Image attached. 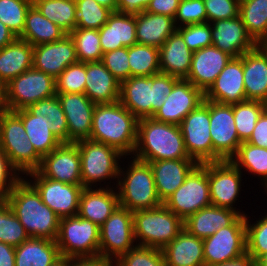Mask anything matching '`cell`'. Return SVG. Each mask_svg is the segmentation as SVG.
<instances>
[{
  "label": "cell",
  "mask_w": 267,
  "mask_h": 266,
  "mask_svg": "<svg viewBox=\"0 0 267 266\" xmlns=\"http://www.w3.org/2000/svg\"><path fill=\"white\" fill-rule=\"evenodd\" d=\"M24 179L22 176L5 201L30 237L55 241L60 217L42 202L36 189Z\"/></svg>",
  "instance_id": "6da1fadb"
},
{
  "label": "cell",
  "mask_w": 267,
  "mask_h": 266,
  "mask_svg": "<svg viewBox=\"0 0 267 266\" xmlns=\"http://www.w3.org/2000/svg\"><path fill=\"white\" fill-rule=\"evenodd\" d=\"M138 119L119 101L96 104L91 140L117 149L125 157L133 155L137 144Z\"/></svg>",
  "instance_id": "7a4b0ae2"
},
{
  "label": "cell",
  "mask_w": 267,
  "mask_h": 266,
  "mask_svg": "<svg viewBox=\"0 0 267 266\" xmlns=\"http://www.w3.org/2000/svg\"><path fill=\"white\" fill-rule=\"evenodd\" d=\"M133 157L145 162L192 159L189 157L179 125L151 118L138 120L137 144Z\"/></svg>",
  "instance_id": "3957f363"
},
{
  "label": "cell",
  "mask_w": 267,
  "mask_h": 266,
  "mask_svg": "<svg viewBox=\"0 0 267 266\" xmlns=\"http://www.w3.org/2000/svg\"><path fill=\"white\" fill-rule=\"evenodd\" d=\"M179 78L157 73L134 76L121 82L119 102L138 120L151 118L162 107Z\"/></svg>",
  "instance_id": "277c9868"
},
{
  "label": "cell",
  "mask_w": 267,
  "mask_h": 266,
  "mask_svg": "<svg viewBox=\"0 0 267 266\" xmlns=\"http://www.w3.org/2000/svg\"><path fill=\"white\" fill-rule=\"evenodd\" d=\"M132 158L126 171H123L121 166L119 168L116 188L118 187L120 206L131 212L155 209L161 206L163 203L158 197L149 162Z\"/></svg>",
  "instance_id": "5b68a950"
},
{
  "label": "cell",
  "mask_w": 267,
  "mask_h": 266,
  "mask_svg": "<svg viewBox=\"0 0 267 266\" xmlns=\"http://www.w3.org/2000/svg\"><path fill=\"white\" fill-rule=\"evenodd\" d=\"M0 149L20 174L40 167L42 156L27 138L24 124L14 111L0 110Z\"/></svg>",
  "instance_id": "8992f818"
},
{
  "label": "cell",
  "mask_w": 267,
  "mask_h": 266,
  "mask_svg": "<svg viewBox=\"0 0 267 266\" xmlns=\"http://www.w3.org/2000/svg\"><path fill=\"white\" fill-rule=\"evenodd\" d=\"M133 227L136 245L163 249L184 229V221L162 204L134 211Z\"/></svg>",
  "instance_id": "52a82bcc"
},
{
  "label": "cell",
  "mask_w": 267,
  "mask_h": 266,
  "mask_svg": "<svg viewBox=\"0 0 267 266\" xmlns=\"http://www.w3.org/2000/svg\"><path fill=\"white\" fill-rule=\"evenodd\" d=\"M80 153L81 182L84 188H93L97 182L118 179L120 158L117 149L91 139L75 142ZM96 185H93L95 184Z\"/></svg>",
  "instance_id": "ba28073f"
},
{
  "label": "cell",
  "mask_w": 267,
  "mask_h": 266,
  "mask_svg": "<svg viewBox=\"0 0 267 266\" xmlns=\"http://www.w3.org/2000/svg\"><path fill=\"white\" fill-rule=\"evenodd\" d=\"M55 241L63 258L99 256V226L78 215L60 218Z\"/></svg>",
  "instance_id": "9c48e42d"
},
{
  "label": "cell",
  "mask_w": 267,
  "mask_h": 266,
  "mask_svg": "<svg viewBox=\"0 0 267 266\" xmlns=\"http://www.w3.org/2000/svg\"><path fill=\"white\" fill-rule=\"evenodd\" d=\"M163 204L183 221L211 204L208 181V162L198 164L184 183Z\"/></svg>",
  "instance_id": "30bf717a"
},
{
  "label": "cell",
  "mask_w": 267,
  "mask_h": 266,
  "mask_svg": "<svg viewBox=\"0 0 267 266\" xmlns=\"http://www.w3.org/2000/svg\"><path fill=\"white\" fill-rule=\"evenodd\" d=\"M55 95V78L32 67L6 85L4 109L16 111L27 108L30 104Z\"/></svg>",
  "instance_id": "8fae6325"
},
{
  "label": "cell",
  "mask_w": 267,
  "mask_h": 266,
  "mask_svg": "<svg viewBox=\"0 0 267 266\" xmlns=\"http://www.w3.org/2000/svg\"><path fill=\"white\" fill-rule=\"evenodd\" d=\"M184 145L190 158L198 164L214 162L210 134V100H204L179 124Z\"/></svg>",
  "instance_id": "7c38bea8"
},
{
  "label": "cell",
  "mask_w": 267,
  "mask_h": 266,
  "mask_svg": "<svg viewBox=\"0 0 267 266\" xmlns=\"http://www.w3.org/2000/svg\"><path fill=\"white\" fill-rule=\"evenodd\" d=\"M99 234V256L116 261L136 246L134 245L133 212L119 205L99 226Z\"/></svg>",
  "instance_id": "4fadbf2b"
},
{
  "label": "cell",
  "mask_w": 267,
  "mask_h": 266,
  "mask_svg": "<svg viewBox=\"0 0 267 266\" xmlns=\"http://www.w3.org/2000/svg\"><path fill=\"white\" fill-rule=\"evenodd\" d=\"M246 217L241 215L231 226L222 227L203 239L205 266L236 259L246 252Z\"/></svg>",
  "instance_id": "5bb4252c"
},
{
  "label": "cell",
  "mask_w": 267,
  "mask_h": 266,
  "mask_svg": "<svg viewBox=\"0 0 267 266\" xmlns=\"http://www.w3.org/2000/svg\"><path fill=\"white\" fill-rule=\"evenodd\" d=\"M33 178L28 182L36 189L42 202L52 209L60 218L76 216L82 185H72L43 177L37 170L26 174ZM33 182V183H32Z\"/></svg>",
  "instance_id": "9a60e30c"
},
{
  "label": "cell",
  "mask_w": 267,
  "mask_h": 266,
  "mask_svg": "<svg viewBox=\"0 0 267 266\" xmlns=\"http://www.w3.org/2000/svg\"><path fill=\"white\" fill-rule=\"evenodd\" d=\"M210 134L214 162L230 160L242 144L235 126L233 105L210 101Z\"/></svg>",
  "instance_id": "2e32d148"
},
{
  "label": "cell",
  "mask_w": 267,
  "mask_h": 266,
  "mask_svg": "<svg viewBox=\"0 0 267 266\" xmlns=\"http://www.w3.org/2000/svg\"><path fill=\"white\" fill-rule=\"evenodd\" d=\"M242 172L230 161L208 162L210 201L213 206L228 208L246 216L233 207L241 189Z\"/></svg>",
  "instance_id": "e0dca14e"
},
{
  "label": "cell",
  "mask_w": 267,
  "mask_h": 266,
  "mask_svg": "<svg viewBox=\"0 0 267 266\" xmlns=\"http://www.w3.org/2000/svg\"><path fill=\"white\" fill-rule=\"evenodd\" d=\"M37 171L46 178L72 185H82L80 153L76 143H61L42 157Z\"/></svg>",
  "instance_id": "ac0fdd59"
},
{
  "label": "cell",
  "mask_w": 267,
  "mask_h": 266,
  "mask_svg": "<svg viewBox=\"0 0 267 266\" xmlns=\"http://www.w3.org/2000/svg\"><path fill=\"white\" fill-rule=\"evenodd\" d=\"M205 100L202 90L186 79H179L161 108L152 118L159 122L179 125L182 120Z\"/></svg>",
  "instance_id": "d6986e66"
},
{
  "label": "cell",
  "mask_w": 267,
  "mask_h": 266,
  "mask_svg": "<svg viewBox=\"0 0 267 266\" xmlns=\"http://www.w3.org/2000/svg\"><path fill=\"white\" fill-rule=\"evenodd\" d=\"M66 116L69 143L90 139L96 104L83 93H56Z\"/></svg>",
  "instance_id": "ffe728a7"
},
{
  "label": "cell",
  "mask_w": 267,
  "mask_h": 266,
  "mask_svg": "<svg viewBox=\"0 0 267 266\" xmlns=\"http://www.w3.org/2000/svg\"><path fill=\"white\" fill-rule=\"evenodd\" d=\"M77 62L74 41L69 34L55 42L33 46L32 67L55 79Z\"/></svg>",
  "instance_id": "44dd1931"
},
{
  "label": "cell",
  "mask_w": 267,
  "mask_h": 266,
  "mask_svg": "<svg viewBox=\"0 0 267 266\" xmlns=\"http://www.w3.org/2000/svg\"><path fill=\"white\" fill-rule=\"evenodd\" d=\"M212 45L233 58L254 49L258 44L247 33L240 16L211 22Z\"/></svg>",
  "instance_id": "7402d4cb"
},
{
  "label": "cell",
  "mask_w": 267,
  "mask_h": 266,
  "mask_svg": "<svg viewBox=\"0 0 267 266\" xmlns=\"http://www.w3.org/2000/svg\"><path fill=\"white\" fill-rule=\"evenodd\" d=\"M205 100L233 105L246 100L243 80V55L232 58L204 93Z\"/></svg>",
  "instance_id": "603a6c76"
},
{
  "label": "cell",
  "mask_w": 267,
  "mask_h": 266,
  "mask_svg": "<svg viewBox=\"0 0 267 266\" xmlns=\"http://www.w3.org/2000/svg\"><path fill=\"white\" fill-rule=\"evenodd\" d=\"M232 58L213 45L194 51L186 80L205 93Z\"/></svg>",
  "instance_id": "cb8c5ba5"
},
{
  "label": "cell",
  "mask_w": 267,
  "mask_h": 266,
  "mask_svg": "<svg viewBox=\"0 0 267 266\" xmlns=\"http://www.w3.org/2000/svg\"><path fill=\"white\" fill-rule=\"evenodd\" d=\"M149 164L162 203L184 183L185 178L198 165L194 159L158 160Z\"/></svg>",
  "instance_id": "d4e9b609"
},
{
  "label": "cell",
  "mask_w": 267,
  "mask_h": 266,
  "mask_svg": "<svg viewBox=\"0 0 267 266\" xmlns=\"http://www.w3.org/2000/svg\"><path fill=\"white\" fill-rule=\"evenodd\" d=\"M83 188L79 199L78 216L101 226L120 205L113 187Z\"/></svg>",
  "instance_id": "484cf974"
},
{
  "label": "cell",
  "mask_w": 267,
  "mask_h": 266,
  "mask_svg": "<svg viewBox=\"0 0 267 266\" xmlns=\"http://www.w3.org/2000/svg\"><path fill=\"white\" fill-rule=\"evenodd\" d=\"M243 80L246 100L267 104V51L261 44L243 54Z\"/></svg>",
  "instance_id": "4316f807"
},
{
  "label": "cell",
  "mask_w": 267,
  "mask_h": 266,
  "mask_svg": "<svg viewBox=\"0 0 267 266\" xmlns=\"http://www.w3.org/2000/svg\"><path fill=\"white\" fill-rule=\"evenodd\" d=\"M84 94L95 104H112L119 101L121 83L99 62H86Z\"/></svg>",
  "instance_id": "83f0119b"
},
{
  "label": "cell",
  "mask_w": 267,
  "mask_h": 266,
  "mask_svg": "<svg viewBox=\"0 0 267 266\" xmlns=\"http://www.w3.org/2000/svg\"><path fill=\"white\" fill-rule=\"evenodd\" d=\"M103 54L137 43L136 14L113 12L98 30Z\"/></svg>",
  "instance_id": "f1b7e54d"
},
{
  "label": "cell",
  "mask_w": 267,
  "mask_h": 266,
  "mask_svg": "<svg viewBox=\"0 0 267 266\" xmlns=\"http://www.w3.org/2000/svg\"><path fill=\"white\" fill-rule=\"evenodd\" d=\"M240 216L237 211L210 205L184 220V228L197 238L205 239L222 227L231 226Z\"/></svg>",
  "instance_id": "f546056e"
},
{
  "label": "cell",
  "mask_w": 267,
  "mask_h": 266,
  "mask_svg": "<svg viewBox=\"0 0 267 266\" xmlns=\"http://www.w3.org/2000/svg\"><path fill=\"white\" fill-rule=\"evenodd\" d=\"M193 53L176 30L159 48L160 72L186 79L191 69Z\"/></svg>",
  "instance_id": "4dcf8cb0"
},
{
  "label": "cell",
  "mask_w": 267,
  "mask_h": 266,
  "mask_svg": "<svg viewBox=\"0 0 267 266\" xmlns=\"http://www.w3.org/2000/svg\"><path fill=\"white\" fill-rule=\"evenodd\" d=\"M166 266H205L203 239L185 228L162 249Z\"/></svg>",
  "instance_id": "1f68e13d"
},
{
  "label": "cell",
  "mask_w": 267,
  "mask_h": 266,
  "mask_svg": "<svg viewBox=\"0 0 267 266\" xmlns=\"http://www.w3.org/2000/svg\"><path fill=\"white\" fill-rule=\"evenodd\" d=\"M176 31L174 18L150 12L136 13L137 43L160 48Z\"/></svg>",
  "instance_id": "d6a6232c"
},
{
  "label": "cell",
  "mask_w": 267,
  "mask_h": 266,
  "mask_svg": "<svg viewBox=\"0 0 267 266\" xmlns=\"http://www.w3.org/2000/svg\"><path fill=\"white\" fill-rule=\"evenodd\" d=\"M33 46L20 38L0 49V80L7 85L32 68Z\"/></svg>",
  "instance_id": "836d02e7"
},
{
  "label": "cell",
  "mask_w": 267,
  "mask_h": 266,
  "mask_svg": "<svg viewBox=\"0 0 267 266\" xmlns=\"http://www.w3.org/2000/svg\"><path fill=\"white\" fill-rule=\"evenodd\" d=\"M56 241L30 237L15 247V266H53L61 259Z\"/></svg>",
  "instance_id": "e575fe53"
},
{
  "label": "cell",
  "mask_w": 267,
  "mask_h": 266,
  "mask_svg": "<svg viewBox=\"0 0 267 266\" xmlns=\"http://www.w3.org/2000/svg\"><path fill=\"white\" fill-rule=\"evenodd\" d=\"M14 112L21 118L27 138L42 157L61 144L52 133L46 116H34L26 108Z\"/></svg>",
  "instance_id": "d590c367"
},
{
  "label": "cell",
  "mask_w": 267,
  "mask_h": 266,
  "mask_svg": "<svg viewBox=\"0 0 267 266\" xmlns=\"http://www.w3.org/2000/svg\"><path fill=\"white\" fill-rule=\"evenodd\" d=\"M65 35L67 33L63 29L44 17L32 4L26 14L24 30L18 38L37 46L55 42Z\"/></svg>",
  "instance_id": "8d00e7d4"
},
{
  "label": "cell",
  "mask_w": 267,
  "mask_h": 266,
  "mask_svg": "<svg viewBox=\"0 0 267 266\" xmlns=\"http://www.w3.org/2000/svg\"><path fill=\"white\" fill-rule=\"evenodd\" d=\"M34 116H46L52 133L61 143H69L66 116L57 94L30 104L26 108Z\"/></svg>",
  "instance_id": "74e56055"
},
{
  "label": "cell",
  "mask_w": 267,
  "mask_h": 266,
  "mask_svg": "<svg viewBox=\"0 0 267 266\" xmlns=\"http://www.w3.org/2000/svg\"><path fill=\"white\" fill-rule=\"evenodd\" d=\"M239 16L247 33L257 44H262L267 39V0L240 2Z\"/></svg>",
  "instance_id": "f35d334b"
},
{
  "label": "cell",
  "mask_w": 267,
  "mask_h": 266,
  "mask_svg": "<svg viewBox=\"0 0 267 266\" xmlns=\"http://www.w3.org/2000/svg\"><path fill=\"white\" fill-rule=\"evenodd\" d=\"M230 161L241 171L242 168L258 175L262 186H267V149L254 146L250 143L242 142L236 154Z\"/></svg>",
  "instance_id": "ab89813d"
},
{
  "label": "cell",
  "mask_w": 267,
  "mask_h": 266,
  "mask_svg": "<svg viewBox=\"0 0 267 266\" xmlns=\"http://www.w3.org/2000/svg\"><path fill=\"white\" fill-rule=\"evenodd\" d=\"M32 4L67 34L75 29L76 0H37Z\"/></svg>",
  "instance_id": "60d3db41"
},
{
  "label": "cell",
  "mask_w": 267,
  "mask_h": 266,
  "mask_svg": "<svg viewBox=\"0 0 267 266\" xmlns=\"http://www.w3.org/2000/svg\"><path fill=\"white\" fill-rule=\"evenodd\" d=\"M131 77L160 73L159 48L136 43L128 47Z\"/></svg>",
  "instance_id": "b9f144b4"
},
{
  "label": "cell",
  "mask_w": 267,
  "mask_h": 266,
  "mask_svg": "<svg viewBox=\"0 0 267 266\" xmlns=\"http://www.w3.org/2000/svg\"><path fill=\"white\" fill-rule=\"evenodd\" d=\"M267 104L258 100H245L233 104L234 121L237 134L242 142L247 141Z\"/></svg>",
  "instance_id": "7bdbcfd3"
},
{
  "label": "cell",
  "mask_w": 267,
  "mask_h": 266,
  "mask_svg": "<svg viewBox=\"0 0 267 266\" xmlns=\"http://www.w3.org/2000/svg\"><path fill=\"white\" fill-rule=\"evenodd\" d=\"M74 41L78 62H99L103 52L98 29L76 28L69 33Z\"/></svg>",
  "instance_id": "ee69618b"
},
{
  "label": "cell",
  "mask_w": 267,
  "mask_h": 266,
  "mask_svg": "<svg viewBox=\"0 0 267 266\" xmlns=\"http://www.w3.org/2000/svg\"><path fill=\"white\" fill-rule=\"evenodd\" d=\"M113 13L95 0H76L75 29H100Z\"/></svg>",
  "instance_id": "f6af8a7d"
},
{
  "label": "cell",
  "mask_w": 267,
  "mask_h": 266,
  "mask_svg": "<svg viewBox=\"0 0 267 266\" xmlns=\"http://www.w3.org/2000/svg\"><path fill=\"white\" fill-rule=\"evenodd\" d=\"M30 236L6 201H0V242L19 246Z\"/></svg>",
  "instance_id": "bcb514c9"
},
{
  "label": "cell",
  "mask_w": 267,
  "mask_h": 266,
  "mask_svg": "<svg viewBox=\"0 0 267 266\" xmlns=\"http://www.w3.org/2000/svg\"><path fill=\"white\" fill-rule=\"evenodd\" d=\"M31 5V0H0V21L16 37H19L24 30L26 14Z\"/></svg>",
  "instance_id": "7dc6e473"
},
{
  "label": "cell",
  "mask_w": 267,
  "mask_h": 266,
  "mask_svg": "<svg viewBox=\"0 0 267 266\" xmlns=\"http://www.w3.org/2000/svg\"><path fill=\"white\" fill-rule=\"evenodd\" d=\"M116 266H166L162 249L136 245L121 255Z\"/></svg>",
  "instance_id": "c3c4849f"
},
{
  "label": "cell",
  "mask_w": 267,
  "mask_h": 266,
  "mask_svg": "<svg viewBox=\"0 0 267 266\" xmlns=\"http://www.w3.org/2000/svg\"><path fill=\"white\" fill-rule=\"evenodd\" d=\"M86 63L69 65L56 79V93H83L86 83Z\"/></svg>",
  "instance_id": "681fc988"
},
{
  "label": "cell",
  "mask_w": 267,
  "mask_h": 266,
  "mask_svg": "<svg viewBox=\"0 0 267 266\" xmlns=\"http://www.w3.org/2000/svg\"><path fill=\"white\" fill-rule=\"evenodd\" d=\"M246 252L256 261L267 253V215L251 224L246 215ZM250 223V224H249Z\"/></svg>",
  "instance_id": "f907efd6"
},
{
  "label": "cell",
  "mask_w": 267,
  "mask_h": 266,
  "mask_svg": "<svg viewBox=\"0 0 267 266\" xmlns=\"http://www.w3.org/2000/svg\"><path fill=\"white\" fill-rule=\"evenodd\" d=\"M191 51L212 46L211 24L209 22L190 24L176 28Z\"/></svg>",
  "instance_id": "816d5d0a"
},
{
  "label": "cell",
  "mask_w": 267,
  "mask_h": 266,
  "mask_svg": "<svg viewBox=\"0 0 267 266\" xmlns=\"http://www.w3.org/2000/svg\"><path fill=\"white\" fill-rule=\"evenodd\" d=\"M206 22L207 13L203 0H180L174 17L176 28Z\"/></svg>",
  "instance_id": "f5cc1de1"
},
{
  "label": "cell",
  "mask_w": 267,
  "mask_h": 266,
  "mask_svg": "<svg viewBox=\"0 0 267 266\" xmlns=\"http://www.w3.org/2000/svg\"><path fill=\"white\" fill-rule=\"evenodd\" d=\"M101 62L120 83L131 77L128 47H121L104 53Z\"/></svg>",
  "instance_id": "db71d44e"
},
{
  "label": "cell",
  "mask_w": 267,
  "mask_h": 266,
  "mask_svg": "<svg viewBox=\"0 0 267 266\" xmlns=\"http://www.w3.org/2000/svg\"><path fill=\"white\" fill-rule=\"evenodd\" d=\"M203 2L209 23L239 16L240 2L238 0H203Z\"/></svg>",
  "instance_id": "11a10c76"
},
{
  "label": "cell",
  "mask_w": 267,
  "mask_h": 266,
  "mask_svg": "<svg viewBox=\"0 0 267 266\" xmlns=\"http://www.w3.org/2000/svg\"><path fill=\"white\" fill-rule=\"evenodd\" d=\"M20 173L10 164L0 149V201H5L15 184L21 179Z\"/></svg>",
  "instance_id": "9f6ffc18"
},
{
  "label": "cell",
  "mask_w": 267,
  "mask_h": 266,
  "mask_svg": "<svg viewBox=\"0 0 267 266\" xmlns=\"http://www.w3.org/2000/svg\"><path fill=\"white\" fill-rule=\"evenodd\" d=\"M246 142L267 149V108L262 112L256 122L252 135Z\"/></svg>",
  "instance_id": "6f0895ef"
},
{
  "label": "cell",
  "mask_w": 267,
  "mask_h": 266,
  "mask_svg": "<svg viewBox=\"0 0 267 266\" xmlns=\"http://www.w3.org/2000/svg\"><path fill=\"white\" fill-rule=\"evenodd\" d=\"M180 0H151L146 12L175 17Z\"/></svg>",
  "instance_id": "680465c9"
},
{
  "label": "cell",
  "mask_w": 267,
  "mask_h": 266,
  "mask_svg": "<svg viewBox=\"0 0 267 266\" xmlns=\"http://www.w3.org/2000/svg\"><path fill=\"white\" fill-rule=\"evenodd\" d=\"M151 0H117V12L136 14L144 12Z\"/></svg>",
  "instance_id": "91938a15"
},
{
  "label": "cell",
  "mask_w": 267,
  "mask_h": 266,
  "mask_svg": "<svg viewBox=\"0 0 267 266\" xmlns=\"http://www.w3.org/2000/svg\"><path fill=\"white\" fill-rule=\"evenodd\" d=\"M69 266H116L115 261L98 257L69 258Z\"/></svg>",
  "instance_id": "94428289"
},
{
  "label": "cell",
  "mask_w": 267,
  "mask_h": 266,
  "mask_svg": "<svg viewBox=\"0 0 267 266\" xmlns=\"http://www.w3.org/2000/svg\"><path fill=\"white\" fill-rule=\"evenodd\" d=\"M0 266H15V247L0 242Z\"/></svg>",
  "instance_id": "6125c7cd"
},
{
  "label": "cell",
  "mask_w": 267,
  "mask_h": 266,
  "mask_svg": "<svg viewBox=\"0 0 267 266\" xmlns=\"http://www.w3.org/2000/svg\"><path fill=\"white\" fill-rule=\"evenodd\" d=\"M212 266H255V260L248 253H245L236 259Z\"/></svg>",
  "instance_id": "be15d7a7"
},
{
  "label": "cell",
  "mask_w": 267,
  "mask_h": 266,
  "mask_svg": "<svg viewBox=\"0 0 267 266\" xmlns=\"http://www.w3.org/2000/svg\"><path fill=\"white\" fill-rule=\"evenodd\" d=\"M17 37L0 21V49L13 42Z\"/></svg>",
  "instance_id": "e7e4bbea"
},
{
  "label": "cell",
  "mask_w": 267,
  "mask_h": 266,
  "mask_svg": "<svg viewBox=\"0 0 267 266\" xmlns=\"http://www.w3.org/2000/svg\"><path fill=\"white\" fill-rule=\"evenodd\" d=\"M98 4L107 7L113 12L117 11V0H95Z\"/></svg>",
  "instance_id": "03108f58"
},
{
  "label": "cell",
  "mask_w": 267,
  "mask_h": 266,
  "mask_svg": "<svg viewBox=\"0 0 267 266\" xmlns=\"http://www.w3.org/2000/svg\"><path fill=\"white\" fill-rule=\"evenodd\" d=\"M6 97V85L0 80V110L4 109Z\"/></svg>",
  "instance_id": "003e7915"
},
{
  "label": "cell",
  "mask_w": 267,
  "mask_h": 266,
  "mask_svg": "<svg viewBox=\"0 0 267 266\" xmlns=\"http://www.w3.org/2000/svg\"><path fill=\"white\" fill-rule=\"evenodd\" d=\"M255 266H267V253L262 254L256 261Z\"/></svg>",
  "instance_id": "a7ac6f4b"
},
{
  "label": "cell",
  "mask_w": 267,
  "mask_h": 266,
  "mask_svg": "<svg viewBox=\"0 0 267 266\" xmlns=\"http://www.w3.org/2000/svg\"><path fill=\"white\" fill-rule=\"evenodd\" d=\"M53 266H69V258H61Z\"/></svg>",
  "instance_id": "89a4df30"
},
{
  "label": "cell",
  "mask_w": 267,
  "mask_h": 266,
  "mask_svg": "<svg viewBox=\"0 0 267 266\" xmlns=\"http://www.w3.org/2000/svg\"><path fill=\"white\" fill-rule=\"evenodd\" d=\"M261 45L267 51V39Z\"/></svg>",
  "instance_id": "2644e50d"
}]
</instances>
